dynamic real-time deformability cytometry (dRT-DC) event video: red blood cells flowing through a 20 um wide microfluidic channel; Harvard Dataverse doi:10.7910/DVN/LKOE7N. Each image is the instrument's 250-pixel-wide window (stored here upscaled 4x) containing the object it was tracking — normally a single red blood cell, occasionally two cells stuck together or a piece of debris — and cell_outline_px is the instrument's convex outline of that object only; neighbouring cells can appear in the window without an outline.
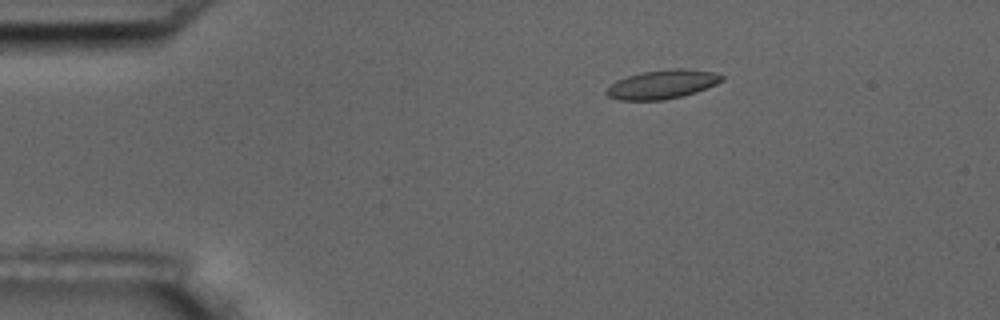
{"species": "common noctule bat (a hibernating species)", "species_latin": "Nyctalus noctula", "temperature_condition": "room temperature", "stored_images_in_passage": 5, "camera_frame_rate_fps": 3000, "um_per_image_px": 0.085, "animal": {"sex": "male", "body_mass_g": 17.5, "forearm_length_mm": 52.3}, "frame": {"image": 1, "passage_image": 3, "time_ms": 3.0, "image_size_px": [1000, 320], "cell_outline_px": [[724, 80], [716, 84], [696, 92], [664, 100], [620, 100], [608, 96], [604, 92], [616, 80], [640, 72], [672, 68], [684, 68], [712, 72], [724, 76]], "centroid_in_image_um": [56.29, 7.16], "position_along_channel_um": 28.7, "area_um2": 19.36}}